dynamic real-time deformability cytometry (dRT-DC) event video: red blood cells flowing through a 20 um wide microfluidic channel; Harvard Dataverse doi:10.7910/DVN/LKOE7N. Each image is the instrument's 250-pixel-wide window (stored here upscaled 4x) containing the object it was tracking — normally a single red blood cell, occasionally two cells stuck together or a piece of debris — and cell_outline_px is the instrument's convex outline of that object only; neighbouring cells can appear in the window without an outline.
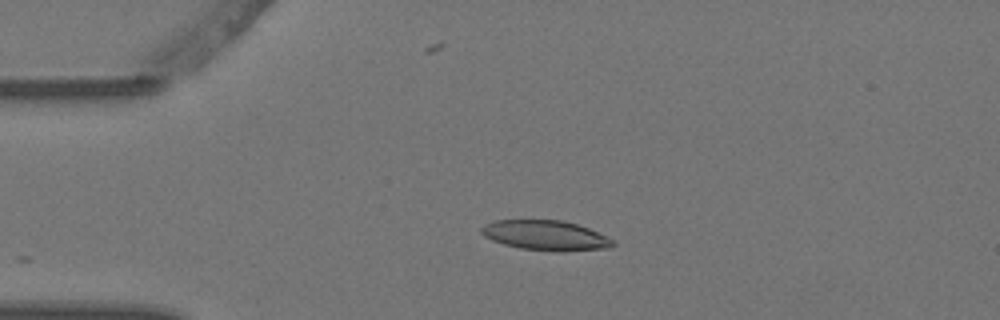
{"species": "Egyptian fruit bat (a non-hibernating species)", "species_latin": "Rousettus aegyptiacus", "temperature_condition": "warm", "stored_images_in_passage": 5, "camera_frame_rate_fps": 3000, "um_per_image_px": 0.085, "animal": {"sex": "female"}, "frame": {"image": 1, "passage_image": 4, "time_ms": 1.0, "image_size_px": [1000, 320], "cell_outline_px": [[616, 244], [612, 248], [564, 252], [560, 252], [520, 248], [504, 244], [492, 240], [484, 236], [480, 232], [480, 228], [484, 224], [496, 220], [560, 220], [576, 224], [588, 228], [616, 240]], "centroid_in_image_um": [46.42, 20.02], "position_along_channel_um": 38.6, "area_um2": 23.18}}